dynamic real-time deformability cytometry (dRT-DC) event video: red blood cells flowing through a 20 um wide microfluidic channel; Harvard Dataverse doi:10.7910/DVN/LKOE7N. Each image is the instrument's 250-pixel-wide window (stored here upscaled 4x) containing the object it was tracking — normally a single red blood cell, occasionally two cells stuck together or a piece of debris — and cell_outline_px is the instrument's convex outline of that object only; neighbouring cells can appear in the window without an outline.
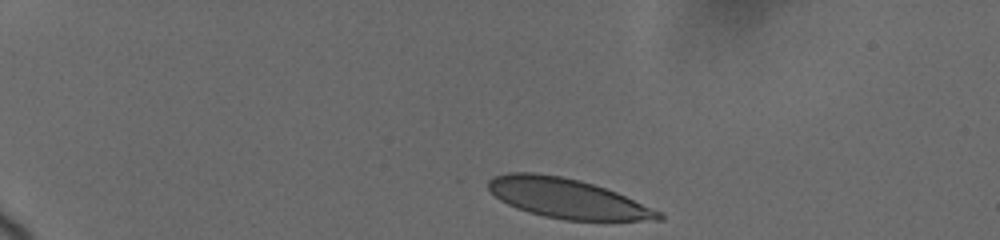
{"species": "human", "species_latin": "Homo sapiens", "temperature_condition": "cold", "stored_images_in_passage": 37, "camera_frame_rate_fps": 3000, "um_per_image_px": 0.085, "donor": {"sex": "female"}, "frame": {"image": 1, "passage_image": 1, "time_ms": 0.0, "image_size_px": [1000, 240], "cell_outline_px": [[664, 220], [564, 220], [544, 216], [528, 212], [516, 208], [500, 200], [488, 188], [488, 180], [492, 176], [508, 172], [536, 172], [560, 176], [580, 180], [616, 192], [664, 212]], "centroid_in_image_um": [48.22, 16.86], "position_along_channel_um": 36.8, "area_um2": 39.42}}
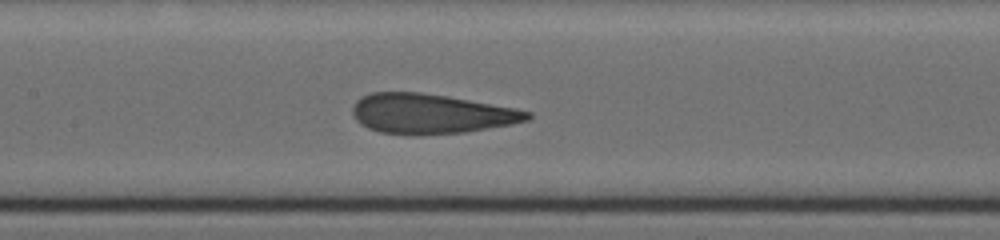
{"frame": {"image": 2, "passage_image": 15, "time_ms": 6.0, "image_size_px": [1000, 240], "cell_outline_px": [[532, 116], [528, 120], [512, 124], [464, 132], [420, 136], [412, 136], [380, 132], [368, 128], [360, 124], [356, 120], [352, 112], [352, 104], [356, 100], [372, 92], [420, 92], [448, 96], [516, 108], [532, 112]], "centroid_in_image_um": [36.61, 9.68], "position_along_channel_um": 170.8, "area_um2": 40.98}}
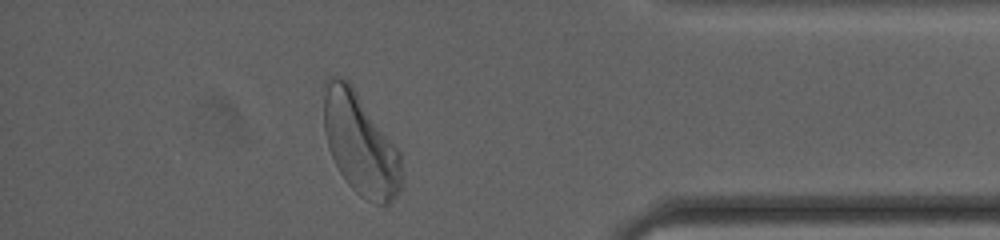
{"frame": {"image": 3, "passage_image": 32, "time_ms": 13.0, "image_size_px": [1000, 240], "cell_outline_px": [[400, 192], [388, 204], [376, 204], [360, 196], [348, 184], [340, 172], [328, 148], [324, 132], [324, 96], [328, 76], [340, 76], [348, 80], [400, 148]], "centroid_in_image_um": [30.63, 12.22], "position_along_channel_um": 404.6, "area_um2": 46.24}, "authors_computed_cell_mechanics": {"area_um2": 40.9802, "velocity_mm_per_s": 3.6447, "shape_relaxation_time_tau1_ms": 4.4364, "shape_relaxation_time_tau2_ms": null, "deformation_change_tau1": 0.1653, "deformation_change_tau2": null}}